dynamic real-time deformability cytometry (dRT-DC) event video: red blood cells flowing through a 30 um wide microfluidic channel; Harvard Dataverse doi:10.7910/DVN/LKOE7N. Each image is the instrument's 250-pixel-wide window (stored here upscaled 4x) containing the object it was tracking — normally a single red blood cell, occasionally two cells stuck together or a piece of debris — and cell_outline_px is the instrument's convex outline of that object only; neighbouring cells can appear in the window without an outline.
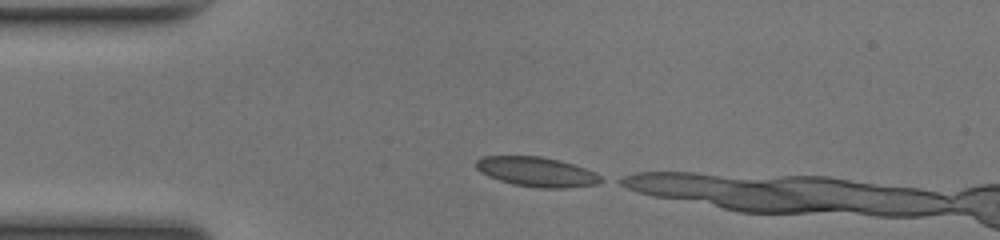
{"species": "common noctule bat (a hibernating species)", "species_latin": "Nyctalus noctula", "temperature_condition": "room temperature", "stored_images_in_passage": 5, "camera_frame_rate_fps": 3000, "um_per_image_px": 0.085, "animal": {"sex": "female", "body_mass_g": 17.0, "forearm_length_mm": 48.0}, "frame": {"image": 1, "passage_image": 1, "time_ms": 0.0, "image_size_px": [1000, 240], "cell_outline_px": [[608, 180], [600, 184], [564, 188], [540, 188], [512, 184], [488, 176], [480, 172], [476, 168], [476, 160], [484, 156], [540, 156], [560, 160], [596, 172]], "centroid_in_image_um": [45.68, 14.61], "position_along_channel_um": 39.3, "area_um2": 21.79}}